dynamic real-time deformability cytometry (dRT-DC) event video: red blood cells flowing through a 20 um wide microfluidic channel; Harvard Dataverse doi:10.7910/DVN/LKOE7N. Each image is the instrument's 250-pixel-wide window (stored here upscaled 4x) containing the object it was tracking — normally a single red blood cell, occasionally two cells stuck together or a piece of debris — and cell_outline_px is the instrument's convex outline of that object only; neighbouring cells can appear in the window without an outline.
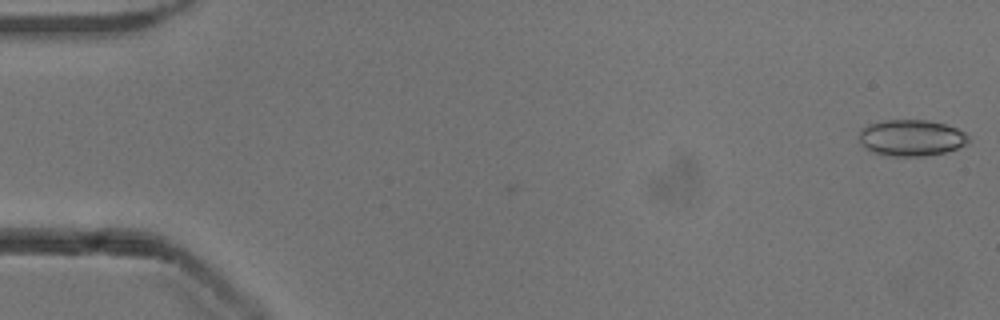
{"species": "common noctule bat (a hibernating species)", "species_latin": "Nyctalus noctula", "temperature_condition": "cold", "stored_images_in_passage": 13, "camera_frame_rate_fps": 3000, "um_per_image_px": 0.085, "animal": {"sex": "male", "body_mass_g": 13.3}, "frame": {"image": 1, "passage_image": 1, "time_ms": 0.0, "image_size_px": [1000, 320], "cell_outline_px": [[968, 144], [944, 152], [924, 156], [892, 156], [872, 152], [860, 144], [860, 132], [868, 124], [884, 120], [924, 120], [944, 124], [956, 128], [964, 132], [968, 136]], "centroid_in_image_um": [77.45, 11.72], "position_along_channel_um": 7.5, "area_um2": 22.95}}